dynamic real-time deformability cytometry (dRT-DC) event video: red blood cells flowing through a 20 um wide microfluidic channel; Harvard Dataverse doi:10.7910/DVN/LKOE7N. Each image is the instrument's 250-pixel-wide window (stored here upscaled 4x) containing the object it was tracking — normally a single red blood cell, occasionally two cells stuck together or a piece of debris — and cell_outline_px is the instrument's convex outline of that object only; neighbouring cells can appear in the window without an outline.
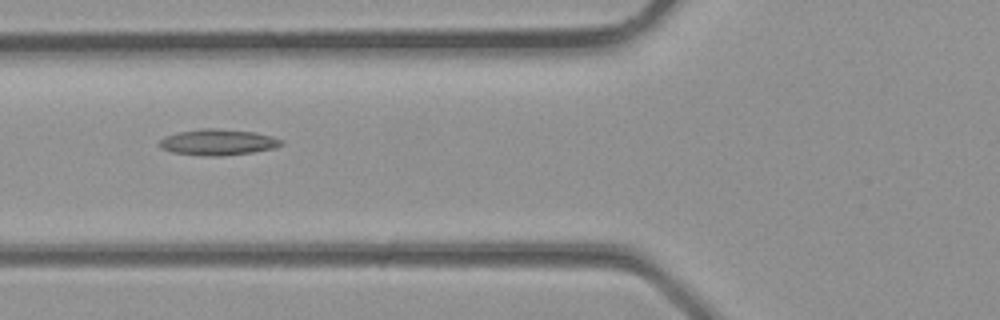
{"species": "common noctule bat (a hibernating species)", "species_latin": "Nyctalus noctula", "temperature_condition": "room temperature", "stored_images_in_passage": 5, "segment_of_instrument_passage": [1, 2], "camera_frame_rate_fps": 3000, "um_per_image_px": 0.085, "animal": {"sex": "male", "body_mass_g": 23.1, "forearm_length_mm": 52.7}, "frame": {"image": 1, "passage_image": 4, "time_ms": 1.0, "image_size_px": [1000, 320], "cell_outline_px": [[284, 144], [276, 148], [252, 152], [220, 156], [204, 156], [172, 152], [160, 148], [160, 140], [168, 136], [180, 132], [200, 128], [212, 128], [256, 132], [272, 136], [284, 140]], "centroid_in_image_um": [18.59, 12.09], "position_along_channel_um": 107.2, "area_um2": 18.44}}